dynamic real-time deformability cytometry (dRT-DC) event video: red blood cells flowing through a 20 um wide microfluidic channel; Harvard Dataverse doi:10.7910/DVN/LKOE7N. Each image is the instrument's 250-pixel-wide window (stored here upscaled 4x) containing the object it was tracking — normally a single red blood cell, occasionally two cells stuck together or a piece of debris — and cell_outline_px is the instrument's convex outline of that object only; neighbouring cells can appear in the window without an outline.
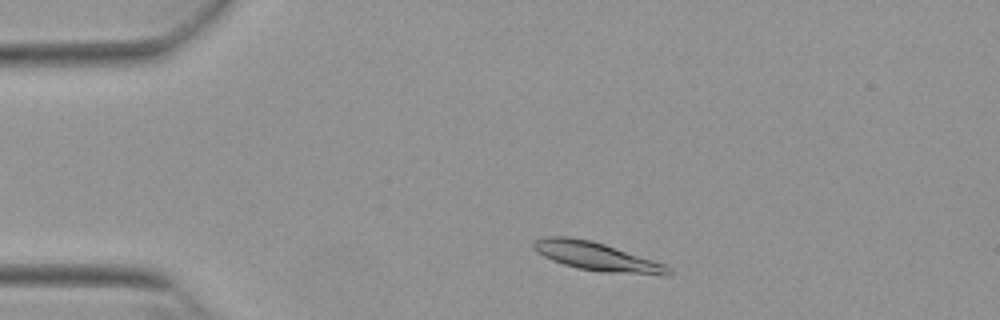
{"species": "Egyptian fruit bat (a non-hibernating species)", "species_latin": "Rousettus aegyptiacus", "temperature_condition": "warm", "stored_images_in_passage": 46, "camera_frame_rate_fps": 3000, "um_per_image_px": 0.085, "animal": {"sex": "female"}, "frame": {"image": 1, "passage_image": 4, "time_ms": 1.0, "image_size_px": [1000, 320], "cell_outline_px": [[672, 272], [668, 276], [664, 276], [604, 272], [576, 268], [552, 260], [544, 256], [532, 248], [532, 244], [536, 240], [544, 236], [572, 236], [592, 240], [664, 264]], "centroid_in_image_um": [50.7, 21.8], "position_along_channel_um": 34.3, "area_um2": 22.37}}
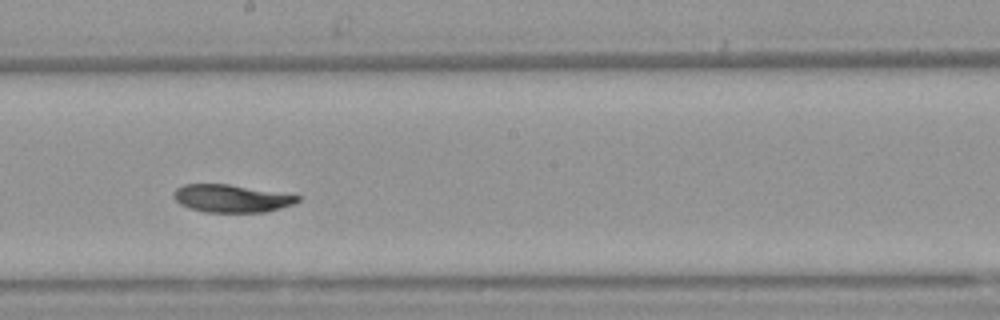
{"frame": {"image": 2, "passage_image": 23, "time_ms": 7.333, "image_size_px": [1000, 320], "cell_outline_px": [[300, 200], [292, 204], [280, 208], [264, 212], [204, 212], [188, 208], [180, 204], [172, 196], [172, 192], [176, 188], [184, 184], [228, 184], [300, 196]], "centroid_in_image_um": [19.6, 16.87], "position_along_channel_um": 228.6, "area_um2": 19.88}}
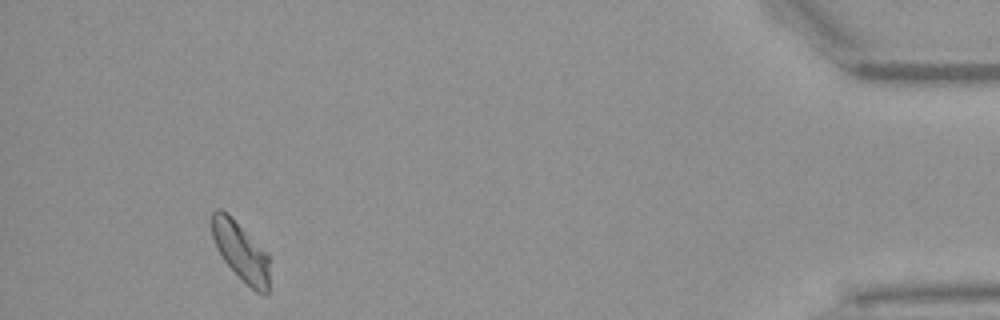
{"frame": {"image": 3, "passage_image": 43, "time_ms": 14.0, "image_size_px": [1000, 320], "cell_outline_px": [[268, 292], [264, 296], [256, 292], [224, 260], [216, 248], [212, 236], [212, 212], [216, 208], [220, 208], [268, 252]], "centroid_in_image_um": [20.47, 21.37], "position_along_channel_um": 414.7, "area_um2": 19.13}, "authors_computed_cell_mechanics": {"area_um2": 21.0392, "velocity_mm_per_s": 3.8001, "shape_relaxation_time_tau1_ms": 3.0389, "shape_relaxation_time_tau2_ms": null, "deformation_change_tau1": 0.1327, "deformation_change_tau2": null}}